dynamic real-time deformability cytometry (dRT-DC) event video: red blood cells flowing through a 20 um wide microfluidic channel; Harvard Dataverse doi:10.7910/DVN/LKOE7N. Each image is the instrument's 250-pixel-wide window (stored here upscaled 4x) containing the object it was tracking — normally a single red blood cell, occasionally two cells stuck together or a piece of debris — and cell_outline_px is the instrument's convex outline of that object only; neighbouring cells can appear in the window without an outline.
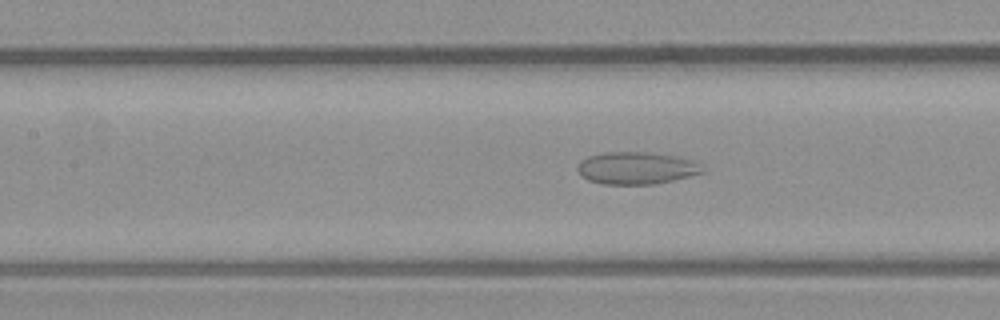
{"species": "common noctule bat (a hibernating species)", "species_latin": "Nyctalus noctula", "temperature_condition": "warm", "stored_images_in_passage": 44, "camera_frame_rate_fps": 3000, "um_per_image_px": 0.085, "animal": {"sex": "male", "body_mass_g": 23.1, "forearm_length_mm": 52.7}, "frame": {"image": 1, "passage_image": 21, "time_ms": 6.667, "image_size_px": [1000, 320], "cell_outline_px": [[704, 172], [656, 184], [604, 184], [588, 180], [576, 168], [580, 160], [588, 156], [604, 152], [648, 152], [680, 156], [692, 160], [700, 164]], "centroid_in_image_um": [54.09, 14.27], "position_along_channel_um": 153.3, "area_um2": 23.47}}
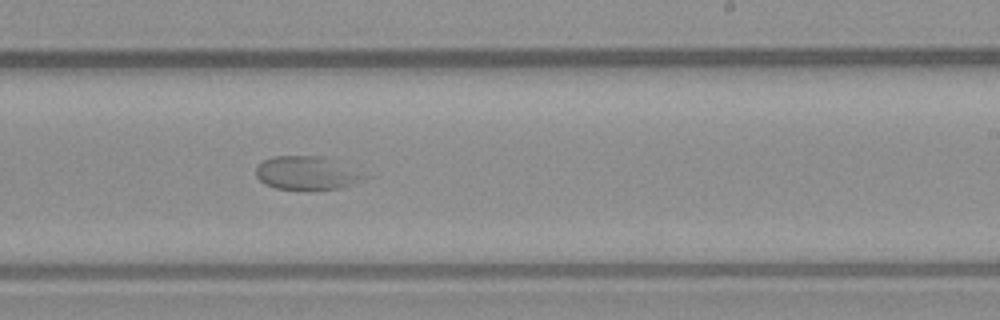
{"frame": {"image": 2, "passage_image": 30, "time_ms": 9.667, "image_size_px": [1000, 320], "cell_outline_px": [[376, 176], [340, 188], [308, 192], [276, 188], [264, 184], [256, 176], [256, 168], [264, 160], [272, 156], [324, 156]], "centroid_in_image_um": [26.18, 14.74], "position_along_channel_um": 262.8, "area_um2": 22.14}}
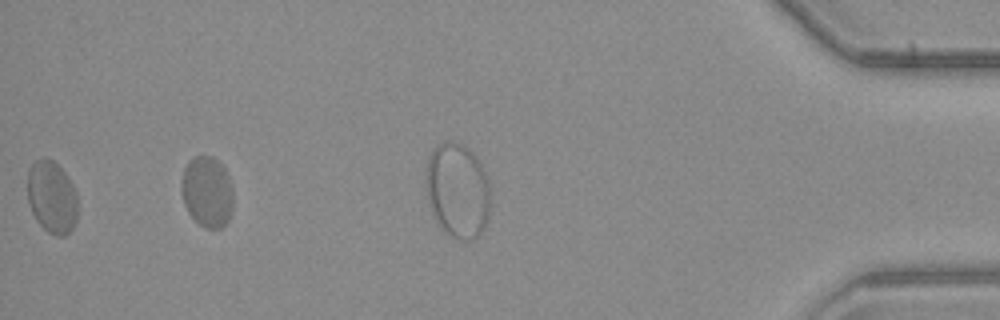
{"frame": {"image": 3, "passage_image": 44, "time_ms": 14.333, "image_size_px": [1000, 320], "cell_outline_px": [[232, 212], [228, 220], [220, 228], [204, 228], [188, 212], [184, 204], [180, 188], [180, 184], [184, 168], [188, 160], [192, 156], [212, 156], [224, 168], [232, 184]], "centroid_in_image_um": [17.59, 16.28], "position_along_channel_um": 417.6, "area_um2": 21.5}}